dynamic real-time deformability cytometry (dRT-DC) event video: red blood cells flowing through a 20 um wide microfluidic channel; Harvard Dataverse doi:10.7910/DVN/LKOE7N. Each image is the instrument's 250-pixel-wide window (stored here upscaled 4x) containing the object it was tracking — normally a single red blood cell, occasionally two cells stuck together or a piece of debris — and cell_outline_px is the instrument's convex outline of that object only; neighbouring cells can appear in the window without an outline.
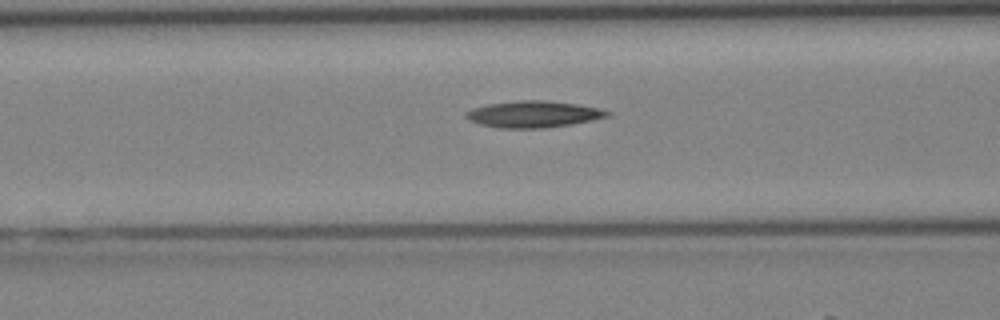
{"species": "Egyptian fruit bat (a non-hibernating species)", "species_latin": "Rousettus aegyptiacus", "temperature_condition": "cold", "stored_images_in_passage": 20, "camera_frame_rate_fps": 3000, "um_per_image_px": 0.085, "animal": {"sex": "female"}, "frame": {"image": 1, "passage_image": 4, "time_ms": 1.0, "image_size_px": [1000, 320], "cell_outline_px": [[608, 116], [592, 120], [544, 128], [500, 128], [480, 124], [464, 116], [464, 112], [472, 108], [488, 104], [520, 100], [544, 100], [576, 104], [600, 108], [608, 112]], "centroid_in_image_um": [45.29, 9.7], "position_along_channel_um": 121.3, "area_um2": 21.56}}
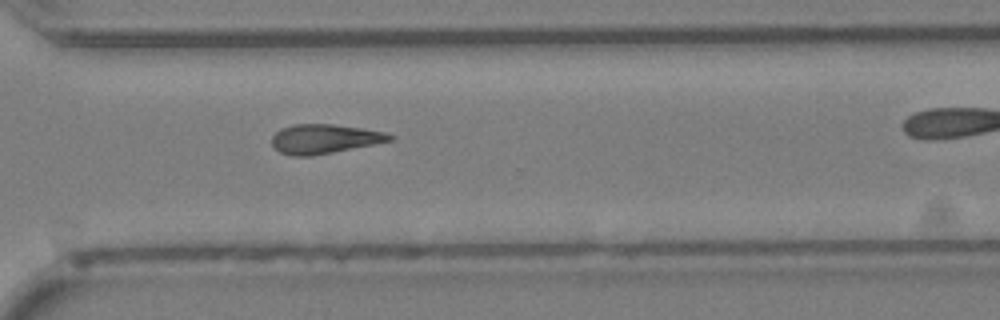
{"frame": {"image": 2, "passage_image": 17, "time_ms": 5.333, "image_size_px": [1000, 320], "cell_outline_px": [[396, 136], [392, 140], [332, 152], [308, 156], [292, 156], [280, 152], [272, 144], [272, 136], [280, 128], [292, 124], [332, 124], [360, 128], [384, 132]], "centroid_in_image_um": [27.53, 11.79], "position_along_channel_um": 343.1, "area_um2": 19.88}}